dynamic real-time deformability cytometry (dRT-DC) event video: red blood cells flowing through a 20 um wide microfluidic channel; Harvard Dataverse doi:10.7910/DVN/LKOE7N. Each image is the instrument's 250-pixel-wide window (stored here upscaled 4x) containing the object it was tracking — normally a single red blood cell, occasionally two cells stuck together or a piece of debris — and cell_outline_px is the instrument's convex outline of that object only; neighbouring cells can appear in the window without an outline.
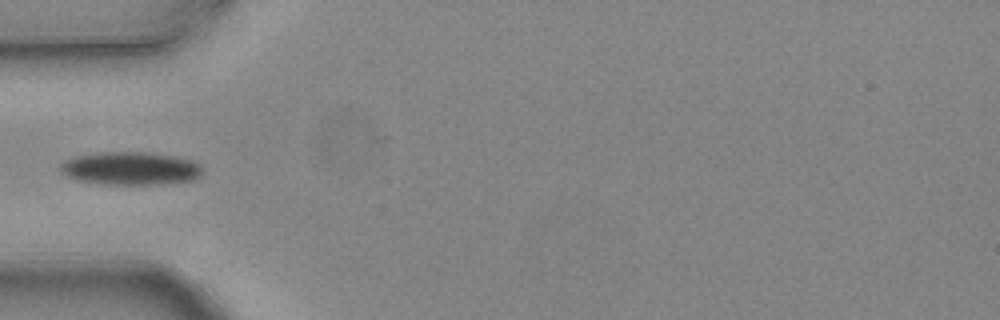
{"species": "common noctule bat (a hibernating species)", "species_latin": "Nyctalus noctula", "temperature_condition": "warm", "stored_images_in_passage": 5, "camera_frame_rate_fps": 3000, "um_per_image_px": 0.085, "animal": {"sex": "female", "body_mass_g": 24.6, "forearm_length_mm": 56.2}, "frame": {"image": 1, "passage_image": 4, "time_ms": 1.0, "image_size_px": [1000, 320], "cell_outline_px": [[200, 176], [192, 180], [156, 184], [100, 184], [80, 180], [68, 176], [60, 172], [60, 164], [64, 160], [76, 156], [100, 152], [144, 152], [172, 156], [192, 160], [200, 164]], "centroid_in_image_um": [11.05, 14.31], "position_along_channel_um": 73.9, "area_um2": 27.11}}
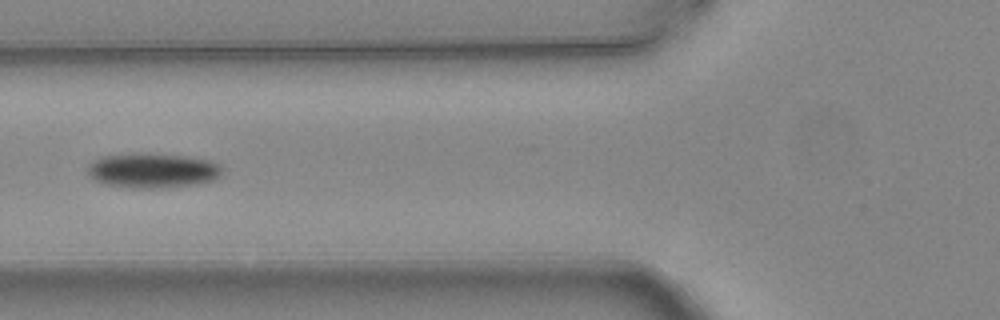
{"frame": {"image": 2, "passage_image": 5, "time_ms": 1.333, "image_size_px": [1000, 320], "cell_outline_px": [[220, 176], [216, 180], [192, 184], [160, 188], [132, 188], [104, 184], [88, 176], [88, 164], [92, 160], [100, 156], [140, 152], [188, 156], [212, 160], [220, 164]], "centroid_in_image_um": [12.94, 14.47], "position_along_channel_um": 112.9, "area_um2": 27.69}}